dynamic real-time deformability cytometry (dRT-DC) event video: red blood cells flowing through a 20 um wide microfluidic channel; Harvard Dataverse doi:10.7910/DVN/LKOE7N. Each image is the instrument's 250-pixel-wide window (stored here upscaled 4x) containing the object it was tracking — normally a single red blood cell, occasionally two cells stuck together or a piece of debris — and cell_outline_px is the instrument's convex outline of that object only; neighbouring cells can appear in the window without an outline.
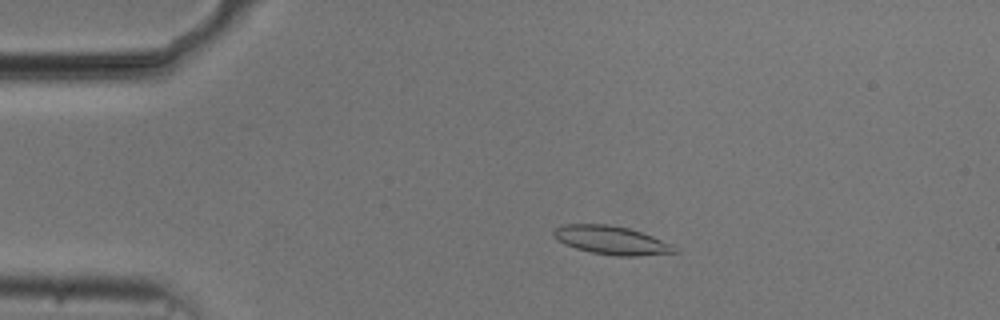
{"species": "common noctule bat (a hibernating species)", "species_latin": "Nyctalus noctula", "temperature_condition": "cold", "stored_images_in_passage": 35, "camera_frame_rate_fps": 3000, "um_per_image_px": 0.085, "animal": {"sex": "male", "body_mass_g": 20.5, "forearm_length_mm": 52.5}, "frame": {"image": 1, "passage_image": 11, "time_ms": 3.333, "image_size_px": [1000, 320], "cell_outline_px": [[680, 252], [636, 256], [616, 256], [592, 252], [576, 248], [564, 244], [556, 240], [552, 236], [552, 232], [556, 228], [564, 224], [608, 224], [628, 228], [652, 236], [672, 244]], "centroid_in_image_um": [51.95, 20.42], "position_along_channel_um": 33.1, "area_um2": 20.06}}
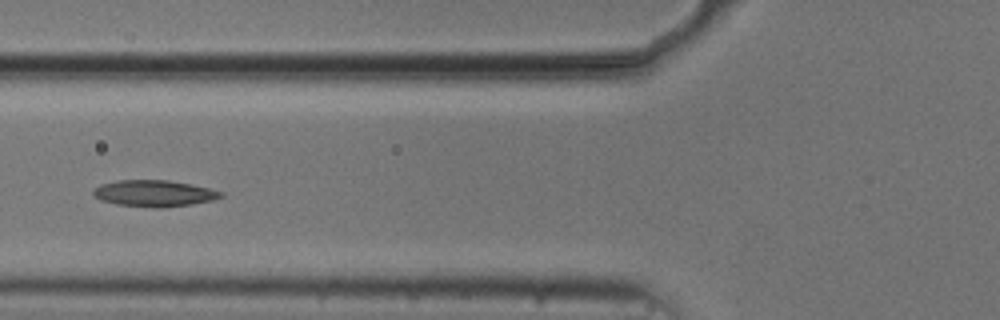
{"frame": {"image": 2, "passage_image": 21, "time_ms": 6.667, "image_size_px": [1000, 320], "cell_outline_px": [[224, 196], [212, 200], [192, 204], [160, 208], [152, 208], [116, 204], [100, 200], [92, 192], [100, 184], [116, 180], [168, 180], [192, 184], [224, 192]], "centroid_in_image_um": [13.11, 16.43], "position_along_channel_um": 112.7, "area_um2": 19.71}}
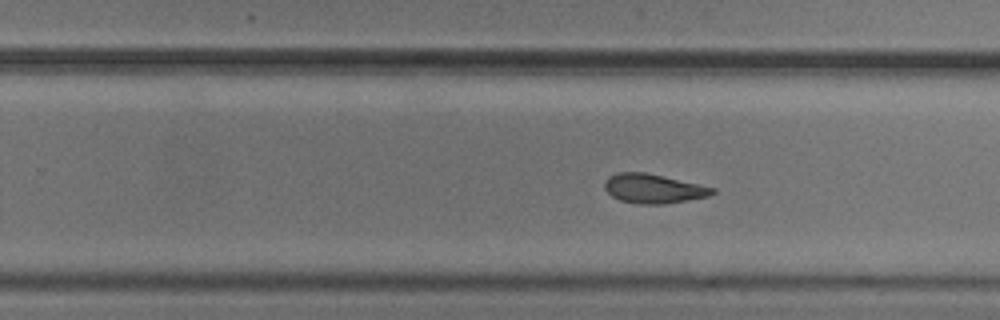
{"frame": {"image": 3, "passage_image": 34, "time_ms": 11.0, "image_size_px": [1000, 320], "cell_outline_px": [[716, 192], [708, 196], [664, 204], [636, 204], [620, 200], [612, 196], [604, 188], [604, 180], [608, 176], [616, 172], [644, 172], [716, 188]], "centroid_in_image_um": [55.49, 16.03], "position_along_channel_um": 274.3, "area_um2": 18.32}}